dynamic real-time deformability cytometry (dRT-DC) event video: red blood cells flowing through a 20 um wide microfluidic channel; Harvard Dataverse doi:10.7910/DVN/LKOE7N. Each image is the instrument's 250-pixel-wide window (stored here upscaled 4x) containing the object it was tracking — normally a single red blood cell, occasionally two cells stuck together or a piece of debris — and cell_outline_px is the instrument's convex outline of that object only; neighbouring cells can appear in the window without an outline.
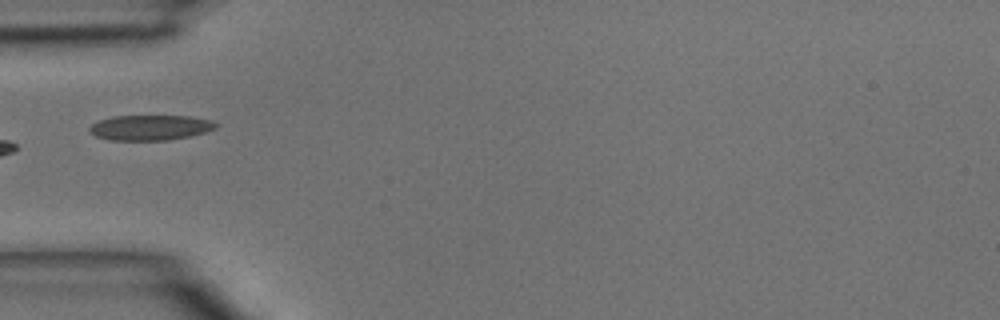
{"species": "common noctule bat (a hibernating species)", "species_latin": "Nyctalus noctula", "temperature_condition": "room temperature", "stored_images_in_passage": 5, "camera_frame_rate_fps": 3000, "um_per_image_px": 0.085, "animal": {"sex": "male", "body_mass_g": 15.6}, "frame": {"image": 1, "passage_image": 5, "time_ms": 1.333, "image_size_px": [1000, 320], "cell_outline_px": [[220, 124], [216, 128], [208, 132], [192, 136], [168, 140], [108, 140], [96, 136], [88, 132], [88, 128], [92, 124], [100, 120], [112, 116], [188, 116], [212, 120]], "centroid_in_image_um": [12.81, 10.85], "position_along_channel_um": 72.2, "area_um2": 18.84}}